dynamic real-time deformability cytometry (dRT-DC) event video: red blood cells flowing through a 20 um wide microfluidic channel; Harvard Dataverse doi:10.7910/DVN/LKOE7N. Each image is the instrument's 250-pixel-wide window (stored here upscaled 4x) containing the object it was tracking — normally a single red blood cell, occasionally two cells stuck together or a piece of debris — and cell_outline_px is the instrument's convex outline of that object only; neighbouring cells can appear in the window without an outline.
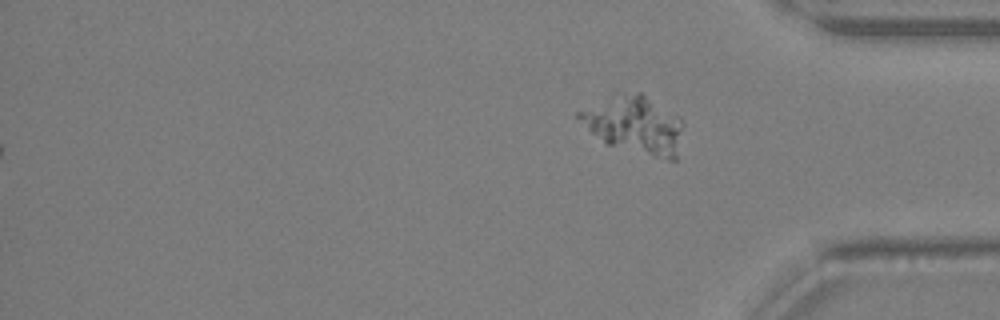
{"species": "Egyptian fruit bat (a non-hibernating species)", "species_latin": "Rousettus aegyptiacus", "temperature_condition": "warm", "stored_images_in_passage": 40, "segment_of_instrument_passage": [2, 2], "camera_frame_rate_fps": 3000, "um_per_image_px": 0.085, "animal": {"sex": "female"}, "frame": {"image": 1, "passage_image": 40, "time_ms": 13.0, "image_size_px": [1000, 320], "cell_outline_px": [[684, 124], [676, 160], [668, 160], [652, 156], [608, 144], [592, 132], [576, 116], [576, 112], [616, 92], [644, 92], [680, 116]], "centroid_in_image_um": [53.99, 10.55], "position_along_channel_um": 381.2, "area_um2": 35.08}}